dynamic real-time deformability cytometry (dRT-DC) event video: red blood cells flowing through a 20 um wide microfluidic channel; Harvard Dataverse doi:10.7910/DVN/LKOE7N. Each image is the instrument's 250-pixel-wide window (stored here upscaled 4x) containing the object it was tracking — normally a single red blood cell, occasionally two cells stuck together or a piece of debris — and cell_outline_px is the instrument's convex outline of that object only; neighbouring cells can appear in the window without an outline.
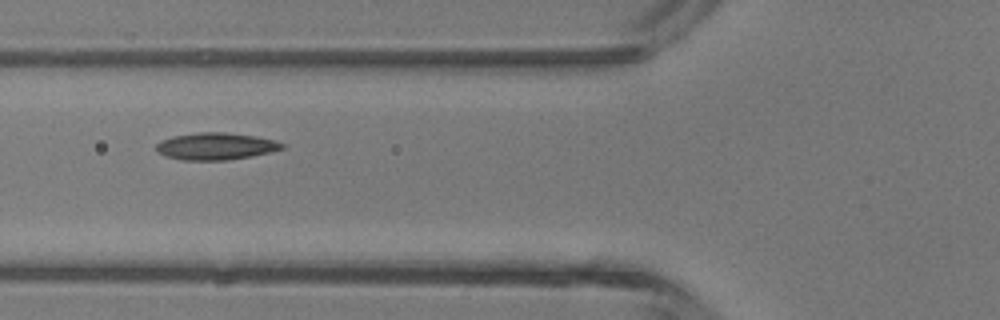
{"species": "common noctule bat (a hibernating species)", "species_latin": "Nyctalus noctula", "temperature_condition": "room temperature", "stored_images_in_passage": 2, "camera_frame_rate_fps": 3000, "um_per_image_px": 0.085, "animal": {"sex": "male", "body_mass_g": 13.3}, "frame": {"image": 1, "passage_image": 2, "time_ms": 2.0, "image_size_px": [1000, 320], "cell_outline_px": [[284, 148], [252, 156], [228, 160], [180, 160], [168, 156], [160, 152], [156, 148], [156, 144], [160, 140], [172, 136], [196, 132], [224, 132], [256, 136], [272, 140], [284, 144]], "centroid_in_image_um": [18.31, 12.42], "position_along_channel_um": 107.5, "area_um2": 19.71}}